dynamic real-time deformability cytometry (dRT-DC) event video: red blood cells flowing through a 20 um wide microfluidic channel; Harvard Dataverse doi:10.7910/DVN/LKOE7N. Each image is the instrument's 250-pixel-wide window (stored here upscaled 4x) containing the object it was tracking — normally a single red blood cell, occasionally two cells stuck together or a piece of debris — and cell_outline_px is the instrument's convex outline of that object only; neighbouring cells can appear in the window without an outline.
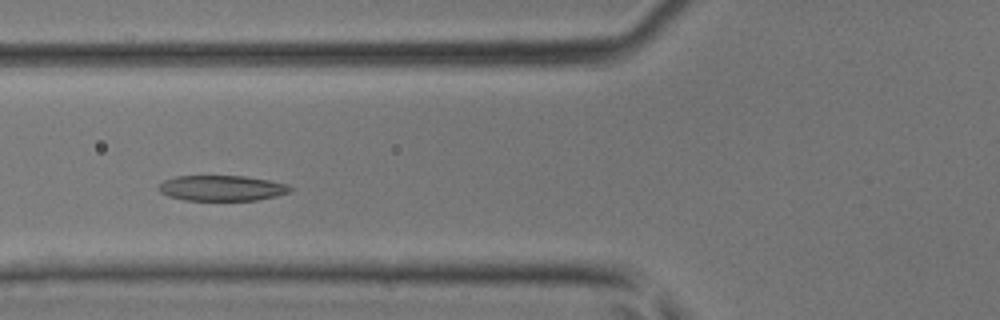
{"species": "common noctule bat (a hibernating species)", "species_latin": "Nyctalus noctula", "temperature_condition": "room temperature", "stored_images_in_passage": 41, "camera_frame_rate_fps": 3000, "um_per_image_px": 0.085, "animal": {"sex": "male", "body_mass_g": 17.9, "forearm_length_mm": 54.2}, "frame": {"image": 1, "passage_image": 13, "time_ms": 4.0, "image_size_px": [1000, 320], "cell_outline_px": [[292, 188], [288, 192], [276, 196], [256, 200], [184, 200], [168, 196], [160, 192], [156, 188], [164, 180], [176, 176], [244, 176], [268, 180], [288, 184]], "centroid_in_image_um": [18.82, 15.99], "position_along_channel_um": 107.0, "area_um2": 19.48}}
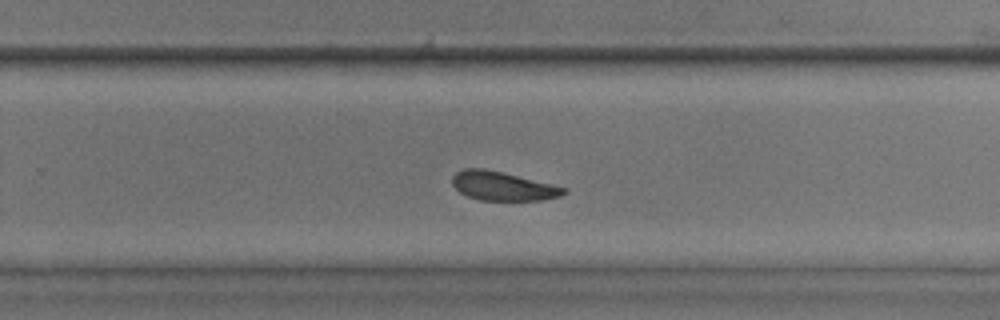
{"frame": {"image": 2, "passage_image": 25, "time_ms": 8.0, "image_size_px": [1000, 320], "cell_outline_px": [[568, 192], [560, 196], [540, 200], [480, 200], [468, 196], [460, 192], [452, 184], [452, 176], [456, 172], [464, 168], [484, 168], [552, 184], [568, 188]], "centroid_in_image_um": [42.73, 15.81], "position_along_channel_um": 287.1, "area_um2": 18.67}}
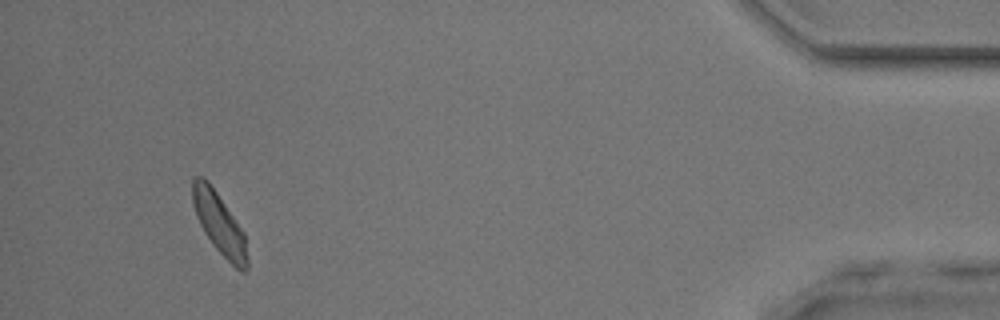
{"frame": {"image": 3, "passage_image": 38, "time_ms": 12.333, "image_size_px": [1000, 320], "cell_outline_px": [[248, 268], [244, 272], [240, 272], [212, 244], [204, 232], [196, 216], [192, 204], [192, 180], [196, 176], [204, 176], [208, 180], [244, 232], [248, 260]], "centroid_in_image_um": [18.63, 19.0], "position_along_channel_um": 416.6, "area_um2": 19.48}}